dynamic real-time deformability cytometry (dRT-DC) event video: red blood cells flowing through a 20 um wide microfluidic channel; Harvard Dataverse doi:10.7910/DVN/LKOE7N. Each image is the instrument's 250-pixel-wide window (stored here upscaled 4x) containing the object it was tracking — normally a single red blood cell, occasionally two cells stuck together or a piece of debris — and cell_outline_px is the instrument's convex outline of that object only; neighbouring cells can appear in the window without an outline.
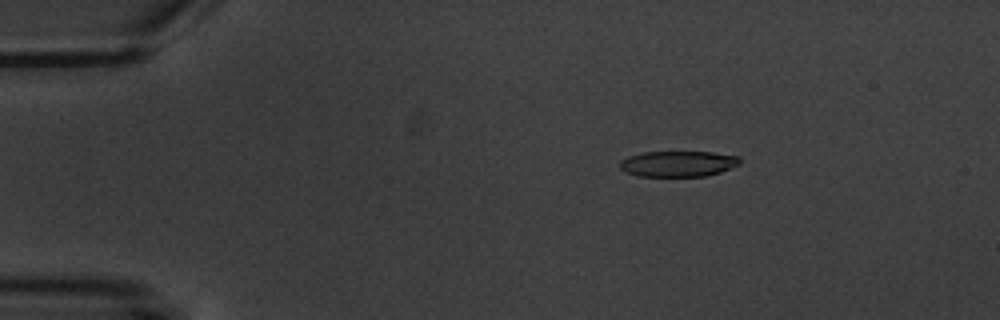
{"species": "common noctule bat (a hibernating species)", "species_latin": "Nyctalus noctula", "temperature_condition": "warm", "stored_images_in_passage": 4, "camera_frame_rate_fps": 3000, "um_per_image_px": 0.085, "animal": {"sex": "male", "body_mass_g": 20.1, "forearm_length_mm": 53.5}, "frame": {"image": 1, "passage_image": 1, "time_ms": 0.0, "image_size_px": [1000, 320], "cell_outline_px": [[740, 164], [720, 172], [704, 176], [636, 176], [620, 168], [620, 160], [628, 156], [644, 152], [712, 152], [740, 156]], "centroid_in_image_um": [57.65, 13.91], "position_along_channel_um": 27.4, "area_um2": 17.98}}
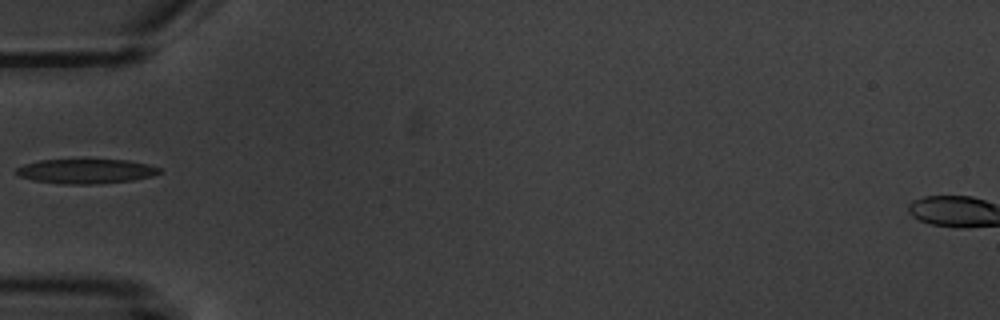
{"frame": {"image": 2, "passage_image": 4, "time_ms": 3.333, "image_size_px": [1000, 320], "cell_outline_px": [[164, 168], [160, 172], [152, 176], [132, 180], [96, 184], [64, 184], [32, 180], [20, 176], [12, 172], [16, 168], [24, 164], [40, 160], [128, 160], [148, 164]], "centroid_in_image_um": [7.3, 14.55], "position_along_channel_um": 77.7, "area_um2": 20.58}}